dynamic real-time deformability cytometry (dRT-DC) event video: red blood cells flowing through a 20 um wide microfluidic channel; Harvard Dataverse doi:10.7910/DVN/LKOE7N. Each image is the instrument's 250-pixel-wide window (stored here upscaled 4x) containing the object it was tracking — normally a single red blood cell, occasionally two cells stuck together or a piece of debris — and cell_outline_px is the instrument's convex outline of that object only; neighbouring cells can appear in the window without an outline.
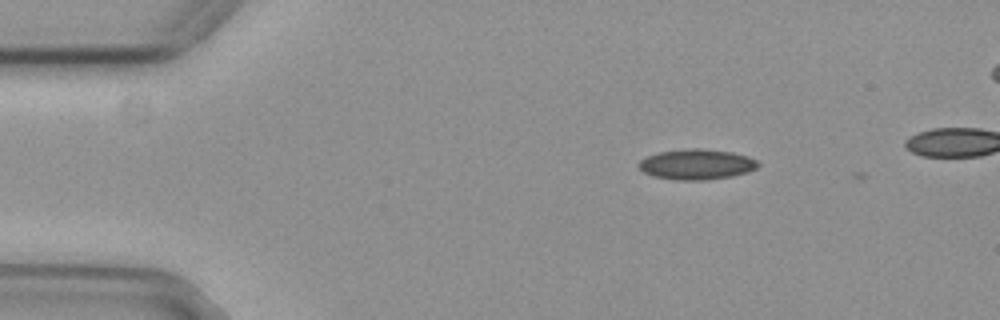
{"species": "common noctule bat (a hibernating species)", "species_latin": "Nyctalus noctula", "temperature_condition": "cold", "stored_images_in_passage": 8, "camera_frame_rate_fps": 3000, "um_per_image_px": 0.085, "animal": {"sex": "female", "body_mass_g": 29.2, "forearm_length_mm": 56.3}, "frame": {"image": 1, "passage_image": 3, "time_ms": 0.667, "image_size_px": [1000, 320], "cell_outline_px": [[760, 164], [756, 168], [748, 172], [732, 176], [704, 180], [676, 180], [652, 176], [644, 172], [636, 164], [640, 160], [648, 156], [660, 152], [688, 148], [700, 148], [732, 152], [748, 156], [756, 160]], "centroid_in_image_um": [59.21, 13.97], "position_along_channel_um": 25.8, "area_um2": 21.15}}